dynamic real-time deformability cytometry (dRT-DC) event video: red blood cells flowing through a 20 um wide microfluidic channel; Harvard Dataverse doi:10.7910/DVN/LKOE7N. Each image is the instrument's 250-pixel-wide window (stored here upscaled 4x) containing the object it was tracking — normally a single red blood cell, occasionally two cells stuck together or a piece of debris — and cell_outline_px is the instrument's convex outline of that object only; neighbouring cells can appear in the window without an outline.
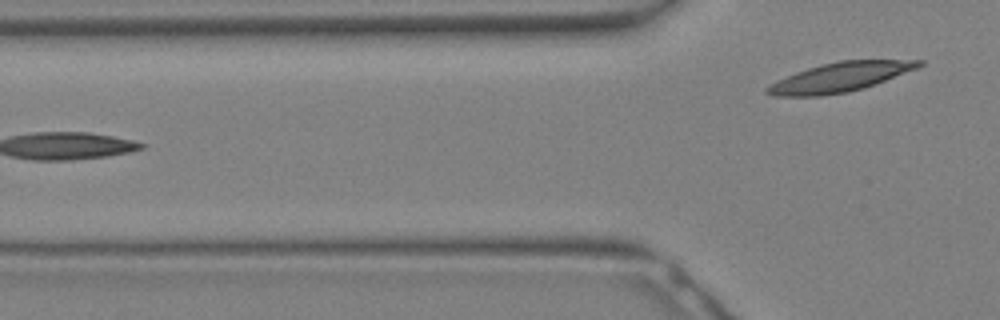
{"species": "Egyptian fruit bat (a non-hibernating species)", "species_latin": "Rousettus aegyptiacus", "temperature_condition": "warm", "stored_images_in_passage": 11, "segment_of_instrument_passage": [2, 2], "camera_frame_rate_fps": 3000, "um_per_image_px": 0.085, "animal": {"sex": "female"}, "frame": {"image": 1, "passage_image": 11, "time_ms": 3.333, "image_size_px": [1000, 320], "cell_outline_px": [[924, 64], [916, 68], [876, 84], [864, 88], [848, 92], [820, 96], [772, 96], [764, 92], [764, 88], [796, 72], [808, 68], [840, 60], [924, 60]], "centroid_in_image_um": [71.4, 6.57], "position_along_channel_um": 54.4, "area_um2": 25.61}}